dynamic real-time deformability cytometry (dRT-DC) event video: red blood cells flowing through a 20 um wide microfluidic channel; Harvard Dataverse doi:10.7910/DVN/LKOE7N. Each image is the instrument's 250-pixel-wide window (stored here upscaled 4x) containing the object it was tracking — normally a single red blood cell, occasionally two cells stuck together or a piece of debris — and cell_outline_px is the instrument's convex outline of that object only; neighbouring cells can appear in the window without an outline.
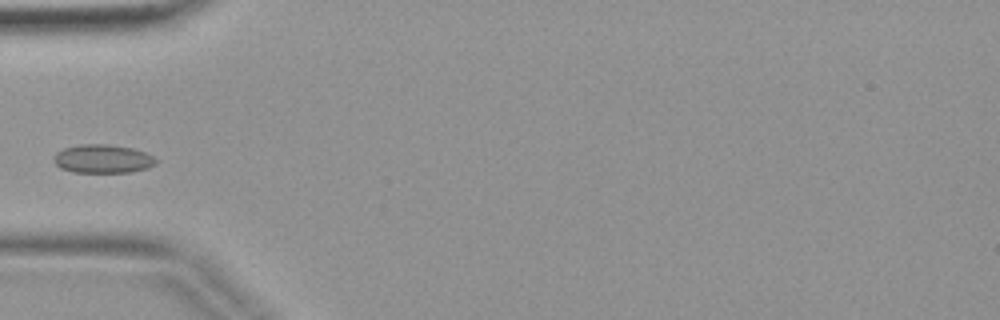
{"species": "common noctule bat (a hibernating species)", "species_latin": "Nyctalus noctula", "temperature_condition": "warm", "stored_images_in_passage": 2, "camera_frame_rate_fps": 3000, "um_per_image_px": 0.085, "animal": {"sex": "female", "body_mass_g": 19.9}, "frame": {"image": 1, "passage_image": 2, "time_ms": 0.333, "image_size_px": [1000, 320], "cell_outline_px": [[160, 160], [156, 164], [148, 168], [132, 172], [72, 172], [60, 168], [52, 160], [56, 152], [64, 148], [80, 144], [108, 144], [132, 148], [144, 152]], "centroid_in_image_um": [8.74, 13.5], "position_along_channel_um": 76.3, "area_um2": 17.17}}